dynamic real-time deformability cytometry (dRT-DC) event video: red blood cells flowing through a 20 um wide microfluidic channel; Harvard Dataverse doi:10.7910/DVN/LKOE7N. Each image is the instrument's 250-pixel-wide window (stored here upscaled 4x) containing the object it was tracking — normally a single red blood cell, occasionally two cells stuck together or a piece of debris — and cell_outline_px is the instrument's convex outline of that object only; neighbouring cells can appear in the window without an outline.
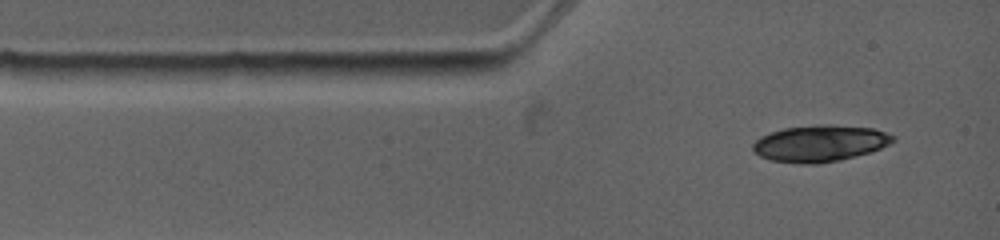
{"species": "common noctule bat (a hibernating species)", "species_latin": "Nyctalus noctula", "temperature_condition": "warm", "stored_images_in_passage": 2, "camera_frame_rate_fps": 4500, "um_per_image_px": 0.085, "animal": {"sex": "female", "body_mass_g": 19.0, "forearm_length_mm": 53.3}, "frame": {"image": 1, "passage_image": 1, "time_ms": 0.0, "image_size_px": [1000, 240], "cell_outline_px": [[896, 140], [880, 148], [868, 152], [840, 160], [816, 164], [800, 164], [772, 160], [760, 156], [752, 152], [752, 144], [760, 136], [784, 128], [820, 124], [832, 124], [872, 128], [896, 136]], "centroid_in_image_um": [69.67, 12.18], "position_along_channel_um": 15.3, "area_um2": 29.82}}